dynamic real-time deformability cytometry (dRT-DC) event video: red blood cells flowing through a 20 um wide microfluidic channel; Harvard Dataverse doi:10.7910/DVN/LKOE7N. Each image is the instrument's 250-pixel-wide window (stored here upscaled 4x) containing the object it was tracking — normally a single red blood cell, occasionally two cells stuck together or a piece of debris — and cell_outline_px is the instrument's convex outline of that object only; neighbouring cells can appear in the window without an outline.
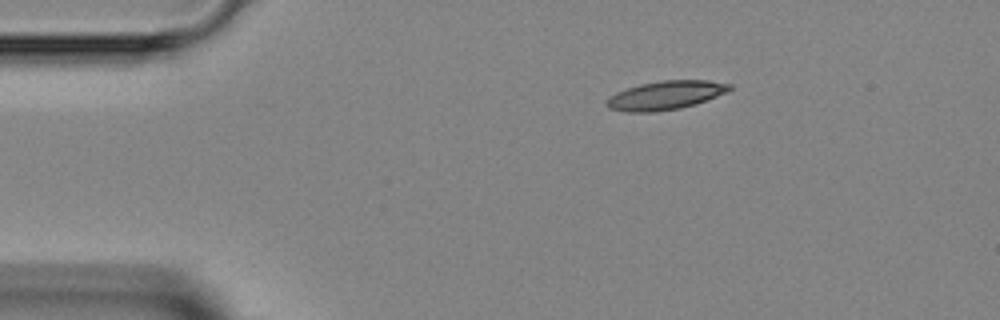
{"species": "Egyptian fruit bat (a non-hibernating species)", "species_latin": "Rousettus aegyptiacus", "temperature_condition": "room temperature", "stored_images_in_passage": 20, "camera_frame_rate_fps": 3000, "um_per_image_px": 0.085, "animal": {"sex": "female"}, "frame": {"image": 1, "passage_image": 1, "time_ms": 0.0, "image_size_px": [1000, 320], "cell_outline_px": [[732, 88], [728, 92], [696, 104], [680, 108], [656, 112], [628, 112], [608, 108], [604, 104], [604, 100], [608, 96], [616, 92], [640, 84], [660, 80], [708, 80], [732, 84]], "centroid_in_image_um": [56.55, 8.1], "position_along_channel_um": 28.4, "area_um2": 20.87}}
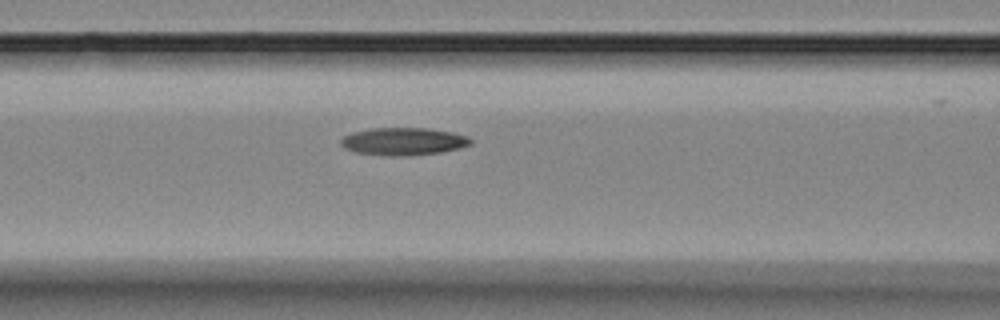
{"frame": {"image": 2, "passage_image": 12, "time_ms": 3.667, "image_size_px": [1000, 320], "cell_outline_px": [[472, 144], [460, 148], [440, 152], [408, 156], [392, 156], [356, 152], [344, 148], [340, 144], [340, 140], [344, 136], [352, 132], [372, 128], [428, 128], [452, 132], [468, 136], [472, 140]], "centroid_in_image_um": [34.3, 12.02], "position_along_channel_um": 132.3, "area_um2": 20.92}}
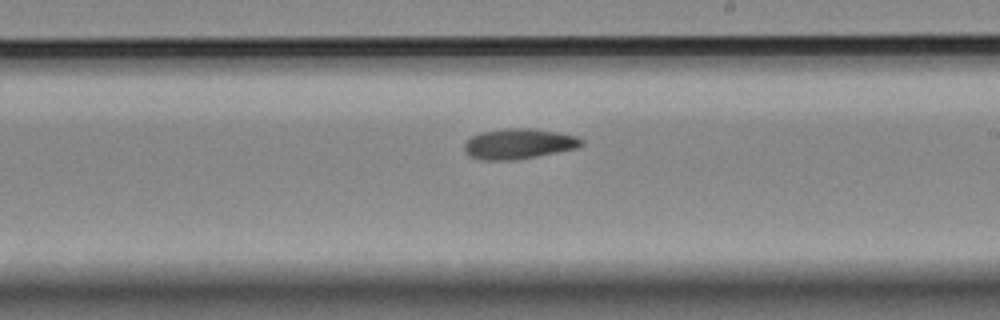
{"frame": {"image": 3, "passage_image": 20, "time_ms": 6.333, "image_size_px": [1000, 320], "cell_outline_px": [[584, 144], [580, 148], [516, 160], [480, 160], [468, 156], [464, 152], [464, 144], [472, 136], [480, 132], [508, 128], [532, 128], [556, 132], [576, 136], [584, 140]], "centroid_in_image_um": [44.1, 12.23], "position_along_channel_um": 244.9, "area_um2": 20.98}}